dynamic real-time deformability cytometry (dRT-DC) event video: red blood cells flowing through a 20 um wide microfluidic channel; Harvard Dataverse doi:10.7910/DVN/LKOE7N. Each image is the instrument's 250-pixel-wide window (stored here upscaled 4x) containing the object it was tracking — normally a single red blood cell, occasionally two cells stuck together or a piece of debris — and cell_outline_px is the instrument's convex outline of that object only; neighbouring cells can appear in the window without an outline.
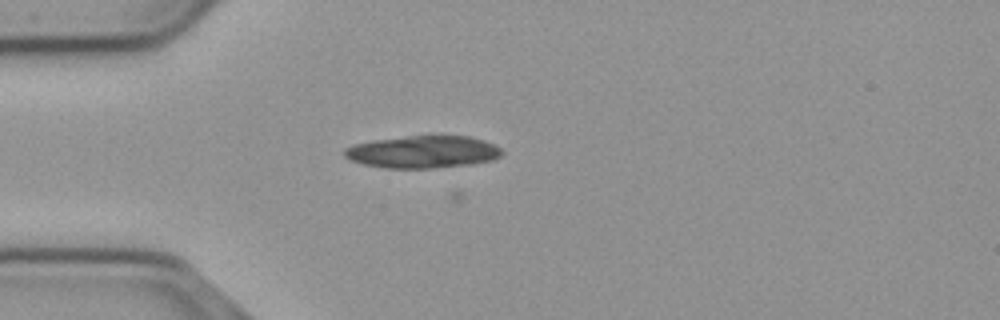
{"species": "common noctule bat (a hibernating species)", "species_latin": "Nyctalus noctula", "temperature_condition": "cold", "stored_images_in_passage": 27, "camera_frame_rate_fps": 3000, "um_per_image_px": 0.085, "animal": {"sex": "male", "body_mass_g": 23.1, "forearm_length_mm": 52.7}, "frame": {"image": 1, "passage_image": 18, "time_ms": 5.667, "image_size_px": [1000, 320], "cell_outline_px": [[504, 152], [500, 156], [492, 160], [472, 164], [432, 168], [388, 168], [364, 164], [352, 160], [344, 156], [344, 148], [352, 144], [372, 140], [440, 132], [468, 136], [484, 140], [496, 144]], "centroid_in_image_um": [35.99, 12.86], "position_along_channel_um": 49.0, "area_um2": 30.63}}